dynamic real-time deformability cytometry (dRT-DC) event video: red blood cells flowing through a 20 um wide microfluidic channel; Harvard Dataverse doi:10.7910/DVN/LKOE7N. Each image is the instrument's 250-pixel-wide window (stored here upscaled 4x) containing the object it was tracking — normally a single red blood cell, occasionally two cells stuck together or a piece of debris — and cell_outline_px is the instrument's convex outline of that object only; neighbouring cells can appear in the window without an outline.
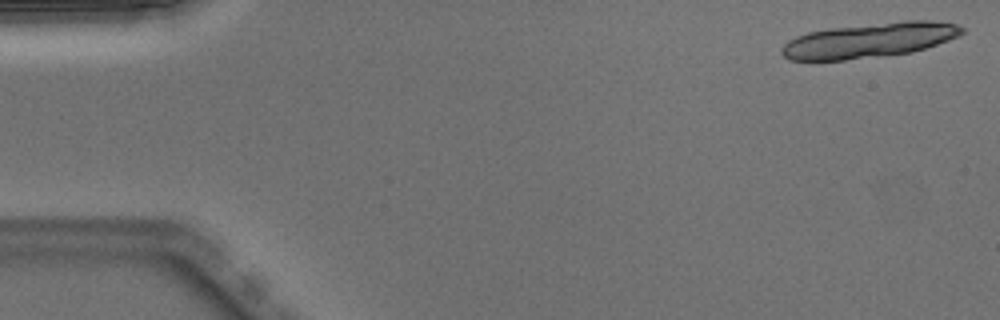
{"species": "Egyptian fruit bat (a non-hibernating species)", "species_latin": "Rousettus aegyptiacus", "temperature_condition": "warm", "stored_images_in_passage": 16, "camera_frame_rate_fps": 3000, "um_per_image_px": 0.085, "animal": {"sex": "male"}, "frame": {"image": 1, "passage_image": 1, "time_ms": 0.0, "image_size_px": [1000, 320], "cell_outline_px": [[964, 32], [960, 36], [912, 52], [880, 56], [844, 60], [788, 60], [780, 52], [780, 48], [788, 40], [796, 36], [808, 32], [832, 28], [904, 20], [928, 20], [956, 24], [964, 28]], "centroid_in_image_um": [73.88, 3.42], "position_along_channel_um": 11.1, "area_um2": 36.53}}